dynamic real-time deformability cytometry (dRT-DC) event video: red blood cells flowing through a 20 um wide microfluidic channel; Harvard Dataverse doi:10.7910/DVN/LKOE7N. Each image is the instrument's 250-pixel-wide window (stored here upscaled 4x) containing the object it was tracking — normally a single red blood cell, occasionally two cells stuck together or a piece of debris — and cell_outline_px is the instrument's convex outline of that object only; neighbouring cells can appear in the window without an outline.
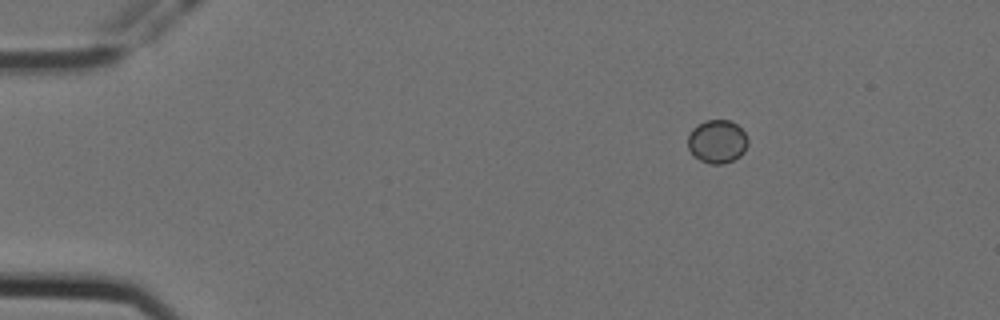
{"species": "Egyptian fruit bat (a non-hibernating species)", "species_latin": "Rousettus aegyptiacus", "temperature_condition": "cold", "stored_images_in_passage": 50, "camera_frame_rate_fps": 3000, "um_per_image_px": 0.085, "animal": {"sex": "female"}, "frame": {"image": 1, "passage_image": 1, "time_ms": 0.0, "image_size_px": [1000, 320], "cell_outline_px": [[748, 144], [744, 152], [740, 156], [724, 164], [708, 164], [700, 160], [688, 148], [688, 136], [692, 128], [696, 124], [704, 120], [728, 120], [736, 124], [744, 132], [748, 140]], "centroid_in_image_um": [60.96, 12.02], "position_along_channel_um": 24.0, "area_um2": 15.2}}
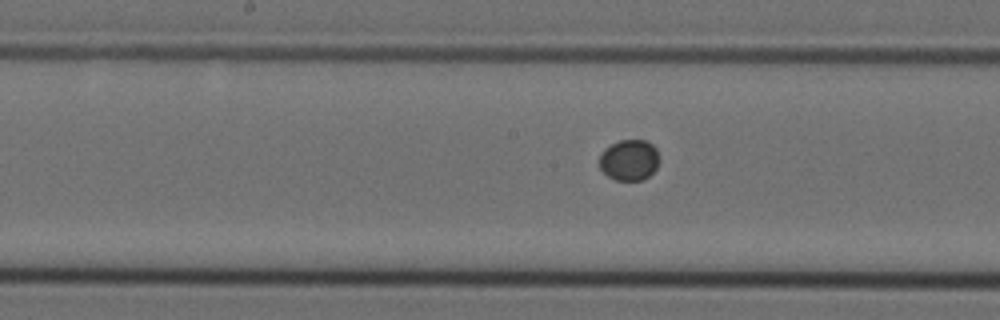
{"frame": {"image": 2, "passage_image": 22, "time_ms": 7.0, "image_size_px": [1000, 320], "cell_outline_px": [[660, 160], [656, 168], [648, 176], [640, 180], [616, 180], [608, 176], [600, 168], [600, 156], [604, 148], [620, 140], [648, 140], [656, 148], [660, 156]], "centroid_in_image_um": [53.51, 13.58], "position_along_channel_um": 194.7, "area_um2": 14.33}}
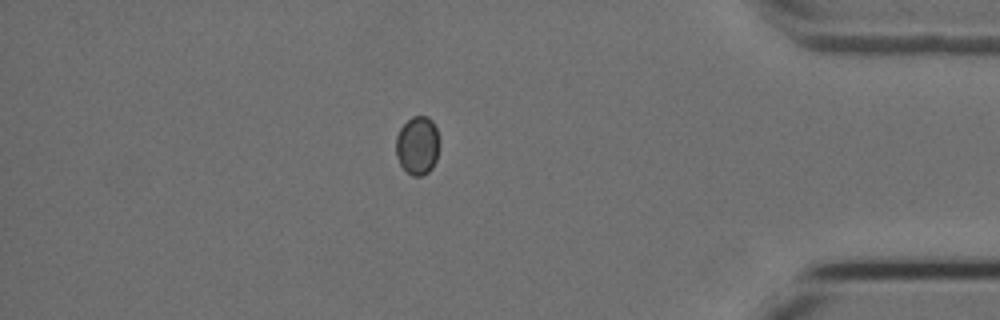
{"frame": {"image": 3, "passage_image": 42, "time_ms": 13.667, "image_size_px": [1000, 320], "cell_outline_px": [[440, 148], [436, 160], [432, 168], [428, 172], [420, 176], [412, 176], [400, 164], [396, 156], [396, 136], [400, 128], [412, 116], [428, 116], [432, 120], [436, 128], [440, 140]], "centroid_in_image_um": [35.51, 12.35], "position_along_channel_um": 399.7, "area_um2": 15.03}}